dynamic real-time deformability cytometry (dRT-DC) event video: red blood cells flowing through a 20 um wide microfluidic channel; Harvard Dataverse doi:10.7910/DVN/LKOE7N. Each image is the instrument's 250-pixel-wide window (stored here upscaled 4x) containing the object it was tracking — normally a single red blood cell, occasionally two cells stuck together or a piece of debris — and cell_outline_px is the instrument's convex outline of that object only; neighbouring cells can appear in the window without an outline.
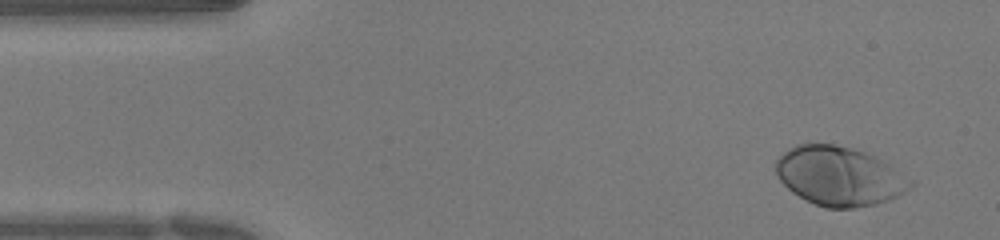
{"species": "human", "species_latin": "Homo sapiens", "temperature_condition": "warm", "stored_images_in_passage": 48, "camera_frame_rate_fps": 3000, "um_per_image_px": 0.085, "donor": {"sex": "female"}, "frame": {"image": 1, "passage_image": 1, "time_ms": 0.0, "image_size_px": [1000, 240], "cell_outline_px": [[916, 184], [904, 192], [888, 200], [876, 204], [856, 208], [828, 208], [816, 204], [792, 192], [776, 176], [776, 160], [788, 148], [796, 144], [832, 144], [852, 148], [864, 152], [888, 164], [916, 180]], "centroid_in_image_um": [71.36, 14.97], "position_along_channel_um": 13.6, "area_um2": 46.24}}
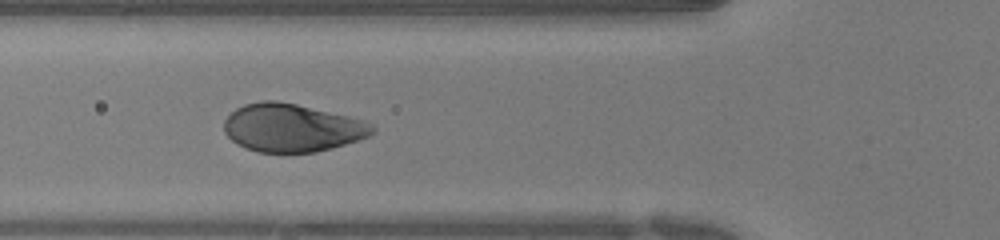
{"frame": {"image": 2, "passage_image": 15, "time_ms": 4.667, "image_size_px": [1000, 240], "cell_outline_px": [[376, 132], [372, 136], [332, 148], [316, 152], [256, 152], [244, 148], [236, 144], [224, 132], [224, 120], [236, 108], [244, 104], [264, 100], [276, 100], [296, 104], [348, 116], [364, 120], [372, 124], [376, 128]], "centroid_in_image_um": [24.83, 10.87], "position_along_channel_um": 101.0, "area_um2": 41.73}}
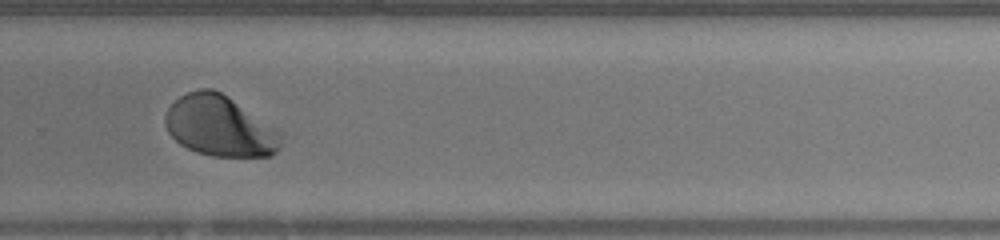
{"frame": {"image": 3, "passage_image": 31, "time_ms": 10.0, "image_size_px": [1000, 240], "cell_outline_px": [[284, 136], [280, 148], [272, 156], [212, 156], [196, 152], [180, 144], [168, 132], [164, 120], [164, 116], [168, 108], [180, 96], [188, 92], [200, 88], [212, 88], [220, 92], [284, 132]], "centroid_in_image_um": [18.72, 10.73], "position_along_channel_um": 311.1, "area_um2": 41.1}, "authors_computed_cell_mechanics": {"area_um2": 42.9165, "velocity_mm_per_s": 3.9482, "shape_relaxation_time_tau1_ms": 1.8246, "shape_relaxation_time_tau2_ms": null, "deformation_change_tau1": 0.1481, "deformation_change_tau2": null}}